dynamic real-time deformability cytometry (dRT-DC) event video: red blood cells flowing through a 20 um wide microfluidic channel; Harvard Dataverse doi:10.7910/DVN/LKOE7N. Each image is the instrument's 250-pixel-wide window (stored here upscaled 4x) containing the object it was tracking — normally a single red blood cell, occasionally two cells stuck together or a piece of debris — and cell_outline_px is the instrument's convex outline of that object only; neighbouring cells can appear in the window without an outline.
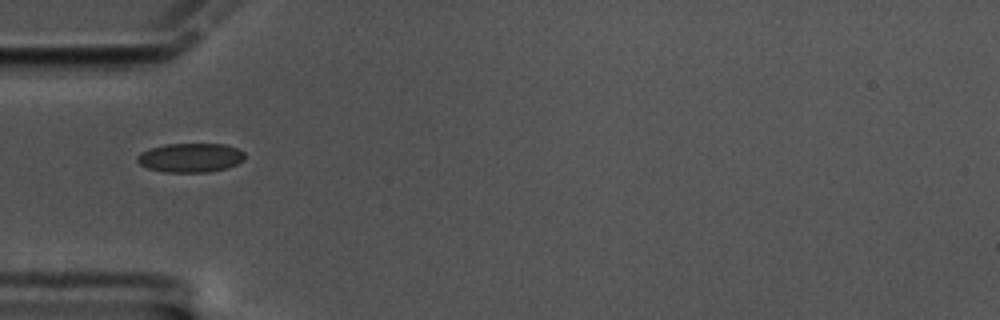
{"species": "common noctule bat (a hibernating species)", "species_latin": "Nyctalus noctula", "temperature_condition": "cold", "stored_images_in_passage": 43, "camera_frame_rate_fps": 3000, "um_per_image_px": 0.085, "animal": {"sex": "male", "body_mass_g": 17.5, "forearm_length_mm": 52.3}, "frame": {"image": 1, "passage_image": 1, "time_ms": 0.0, "image_size_px": [1000, 320], "cell_outline_px": [[244, 160], [228, 168], [208, 172], [164, 172], [148, 168], [140, 164], [136, 160], [136, 156], [140, 152], [164, 144], [224, 144], [236, 148], [244, 152]], "centroid_in_image_um": [16.18, 13.4], "position_along_channel_um": 68.8, "area_um2": 18.26}}
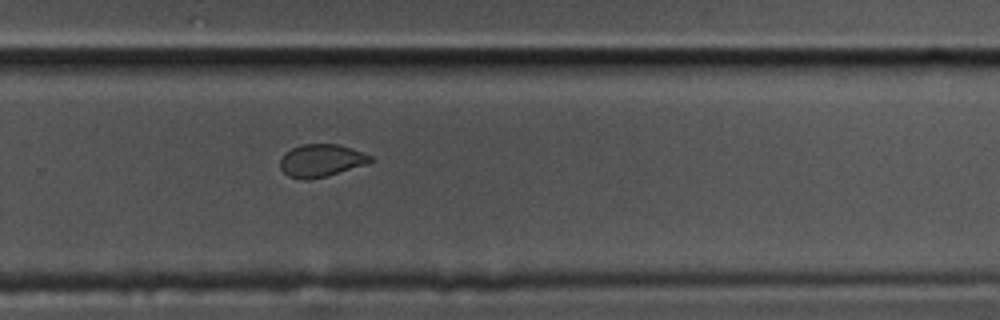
{"frame": {"image": 2, "passage_image": 22, "time_ms": 7.0, "image_size_px": [1000, 320], "cell_outline_px": [[376, 160], [368, 164], [324, 176], [308, 180], [304, 180], [288, 176], [280, 168], [280, 160], [284, 152], [300, 144], [340, 144], [352, 148], [372, 156]], "centroid_in_image_um": [27.31, 13.63], "position_along_channel_um": 302.5, "area_um2": 17.28}}
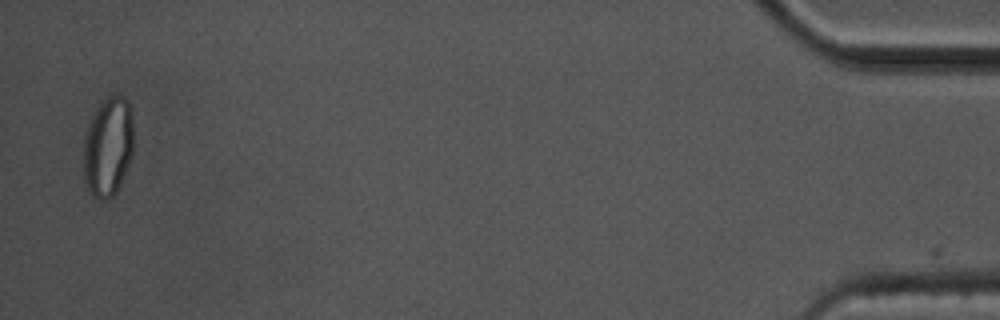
{"frame": {"image": 3, "passage_image": 41, "time_ms": 13.333, "image_size_px": [1000, 320], "cell_outline_px": [[132, 156], [120, 184], [116, 192], [112, 196], [104, 200], [100, 200], [92, 196], [88, 188], [84, 176], [84, 140], [92, 116], [100, 104], [108, 96], [124, 96], [128, 100], [132, 116]], "centroid_in_image_um": [9.19, 12.49], "position_along_channel_um": 426.0, "area_um2": 28.67}, "authors_computed_cell_mechanics": {"area_um2": 18.0914, "velocity_mm_per_s": 3.3417, "shape_relaxation_time_tau1_ms": 9.8053, "shape_relaxation_time_tau2_ms": 1.5919, "deformation_change_tau1": 0.1604, "deformation_change_tau2": 0.0448}}